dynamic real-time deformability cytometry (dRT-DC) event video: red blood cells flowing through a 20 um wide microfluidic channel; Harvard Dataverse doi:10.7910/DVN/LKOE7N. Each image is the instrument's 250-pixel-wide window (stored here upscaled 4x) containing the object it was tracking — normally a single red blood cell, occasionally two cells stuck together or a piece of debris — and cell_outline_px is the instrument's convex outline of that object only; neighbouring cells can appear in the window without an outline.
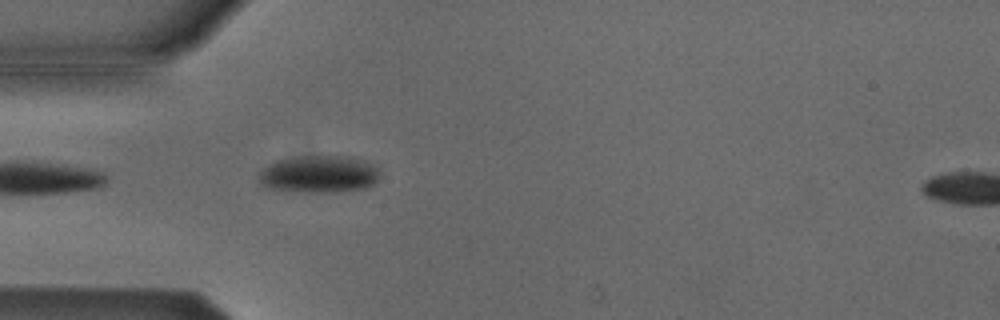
{"species": "Egyptian fruit bat (a non-hibernating species)", "species_latin": "Rousettus aegyptiacus", "temperature_condition": "cold", "stored_images_in_passage": 24, "camera_frame_rate_fps": 3000, "um_per_image_px": 0.085, "animal": {"sex": "male"}, "frame": {"image": 1, "passage_image": 1, "time_ms": 0.0, "image_size_px": [1000, 320], "cell_outline_px": [[380, 172], [376, 180], [372, 184], [364, 188], [332, 192], [308, 192], [264, 188], [260, 184], [260, 172], [268, 164], [276, 160], [300, 156], [352, 156], [364, 160], [372, 164]], "centroid_in_image_um": [27.09, 14.79], "position_along_channel_um": 57.9, "area_um2": 26.24}}
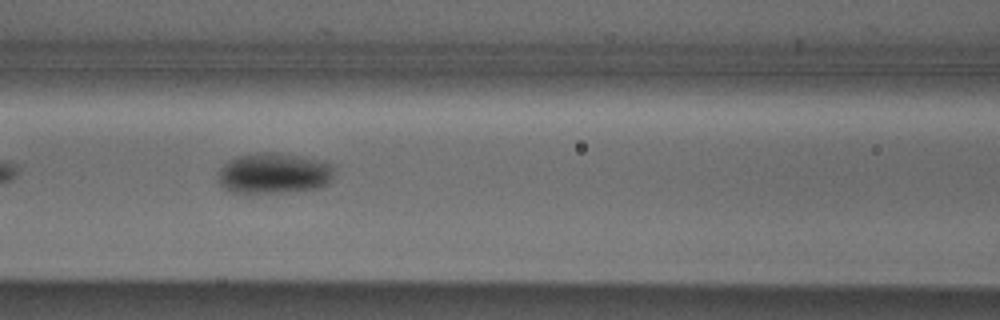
{"frame": {"image": 2, "passage_image": 8, "time_ms": 2.333, "image_size_px": [1000, 320], "cell_outline_px": [[332, 180], [328, 184], [320, 188], [284, 192], [228, 192], [220, 184], [220, 168], [228, 160], [240, 156], [256, 152], [276, 152], [300, 156], [320, 160], [332, 164]], "centroid_in_image_um": [23.3, 14.72], "position_along_channel_um": 143.3, "area_um2": 27.46}}
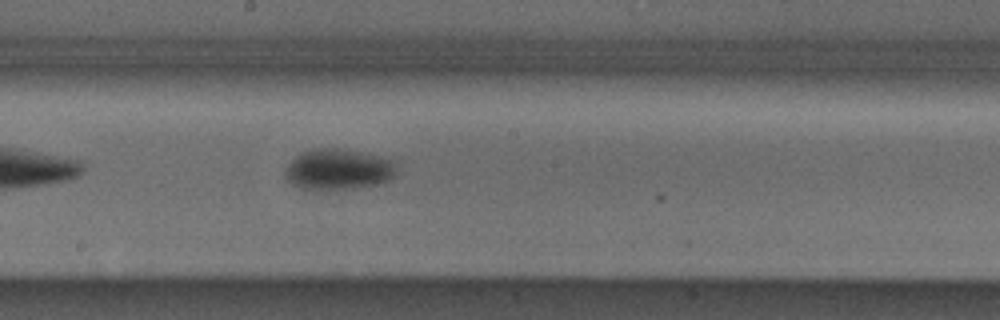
{"frame": {"image": 3, "passage_image": 14, "time_ms": 4.333, "image_size_px": [1000, 320], "cell_outline_px": [[396, 176], [388, 180], [376, 184], [352, 188], [312, 192], [292, 184], [284, 176], [284, 172], [288, 164], [296, 156], [304, 152], [316, 148], [340, 148], [360, 152], [396, 160]], "centroid_in_image_um": [28.74, 14.42], "position_along_channel_um": 219.5, "area_um2": 26.88}}